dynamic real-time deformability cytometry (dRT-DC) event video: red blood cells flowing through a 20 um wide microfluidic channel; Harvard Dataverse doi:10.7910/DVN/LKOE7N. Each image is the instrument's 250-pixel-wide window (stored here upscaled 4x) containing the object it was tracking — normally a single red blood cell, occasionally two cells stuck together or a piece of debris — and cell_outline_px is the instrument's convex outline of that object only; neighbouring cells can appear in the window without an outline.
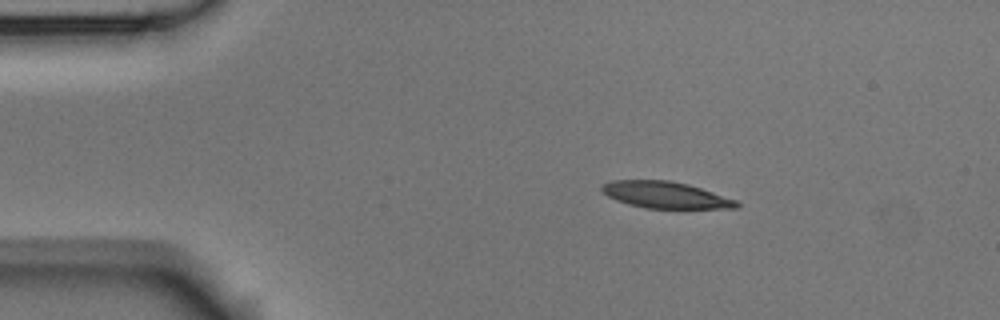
{"species": "Egyptian fruit bat (a non-hibernating species)", "species_latin": "Rousettus aegyptiacus", "temperature_condition": "room temperature", "stored_images_in_passage": 47, "camera_frame_rate_fps": 3000, "um_per_image_px": 0.085, "animal": {"sex": "male"}, "frame": {"image": 1, "passage_image": 1, "time_ms": 0.0, "image_size_px": [1000, 320], "cell_outline_px": [[740, 204], [736, 208], [644, 208], [628, 204], [616, 200], [608, 196], [600, 188], [604, 184], [612, 180], [672, 180], [688, 184], [736, 200]], "centroid_in_image_um": [56.54, 16.56], "position_along_channel_um": 28.5, "area_um2": 20.69}}
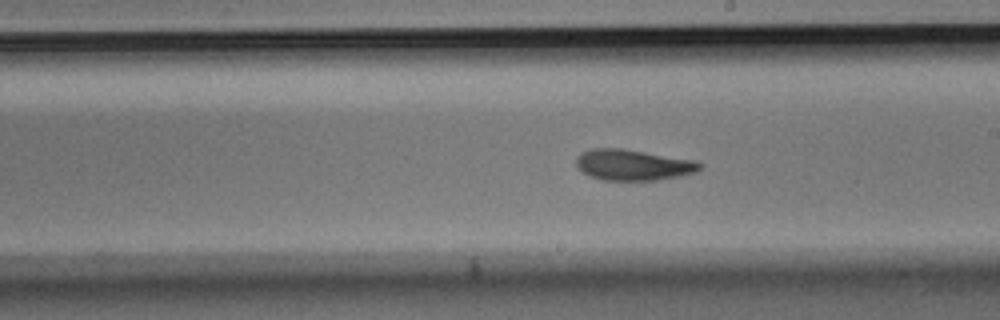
{"frame": {"image": 2, "passage_image": 23, "time_ms": 7.333, "image_size_px": [1000, 320], "cell_outline_px": [[704, 164], [696, 172], [680, 176], [656, 180], [604, 180], [588, 176], [576, 164], [576, 156], [580, 152], [592, 148], [620, 148], [696, 160]], "centroid_in_image_um": [53.81, 14.01], "position_along_channel_um": 235.2, "area_um2": 22.31}}
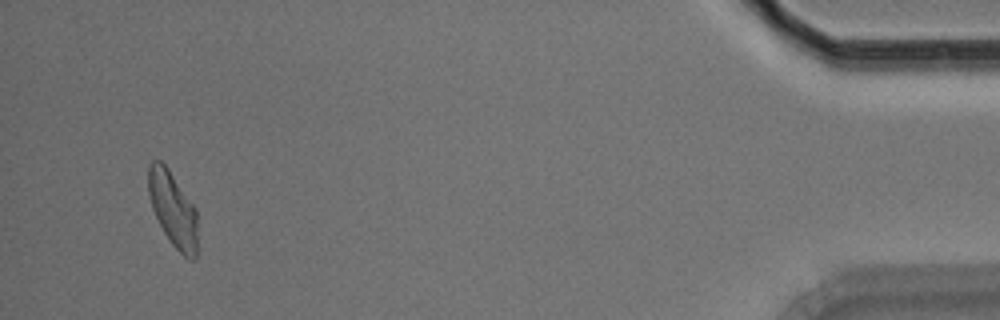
{"frame": {"image": 3, "passage_image": 45, "time_ms": 14.667, "image_size_px": [1000, 320], "cell_outline_px": [[196, 260], [192, 260], [184, 256], [172, 244], [164, 232], [152, 208], [148, 192], [148, 164], [152, 160], [160, 160], [168, 168], [196, 208]], "centroid_in_image_um": [14.68, 17.75], "position_along_channel_um": 420.5, "area_um2": 21.27}, "authors_computed_cell_mechanics": {"area_um2": 21.9062, "velocity_mm_per_s": 3.5719, "shape_relaxation_time_tau1_ms": 5.1309, "shape_relaxation_time_tau2_ms": 4.529, "deformation_change_tau1": 0.1688, "deformation_change_tau2": 0.1127}}